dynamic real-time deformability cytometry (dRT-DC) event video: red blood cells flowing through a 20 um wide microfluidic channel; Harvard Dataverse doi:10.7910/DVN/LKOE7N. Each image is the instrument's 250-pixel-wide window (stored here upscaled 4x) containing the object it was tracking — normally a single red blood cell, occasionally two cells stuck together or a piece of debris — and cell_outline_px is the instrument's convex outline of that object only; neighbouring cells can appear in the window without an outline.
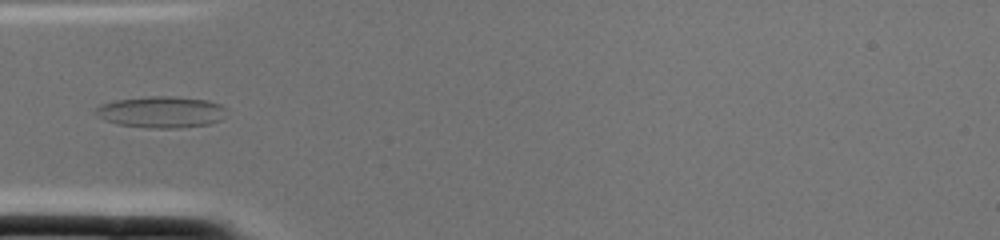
{"species": "common noctule bat (a hibernating species)", "species_latin": "Nyctalus noctula", "temperature_condition": "cold", "stored_images_in_passage": 1, "camera_frame_rate_fps": 3000, "um_per_image_px": 0.085, "animal": {"sex": "female", "body_mass_g": 22.0, "forearm_length_mm": 56.7}, "frame": {"image": 1, "passage_image": 1, "time_ms": 0.0, "image_size_px": [1000, 240], "cell_outline_px": [[228, 108], [220, 120], [208, 124], [180, 128], [148, 128], [116, 124], [104, 120], [96, 116], [92, 112], [100, 104], [116, 100], [148, 96], [176, 96], [208, 100], [220, 104]], "centroid_in_image_um": [13.67, 9.52], "position_along_channel_um": 71.3, "area_um2": 24.33}}